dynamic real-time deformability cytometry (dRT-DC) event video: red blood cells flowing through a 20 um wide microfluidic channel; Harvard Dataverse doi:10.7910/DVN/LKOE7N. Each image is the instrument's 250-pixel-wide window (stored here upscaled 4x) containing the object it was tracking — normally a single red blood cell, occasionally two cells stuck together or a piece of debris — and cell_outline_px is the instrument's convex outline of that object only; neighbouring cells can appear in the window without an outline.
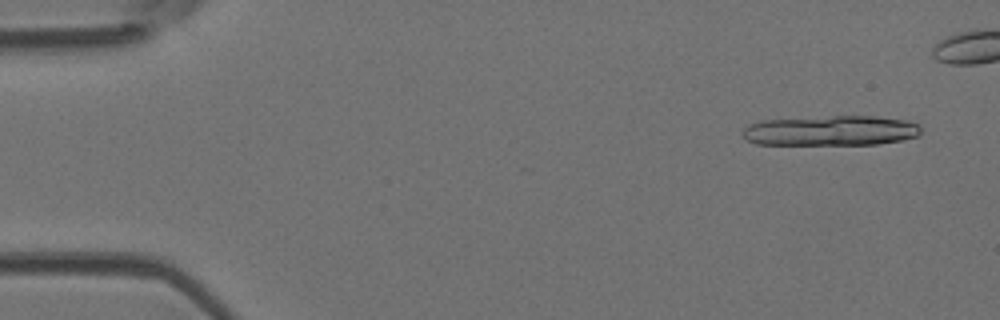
{"species": "Egyptian fruit bat (a non-hibernating species)", "species_latin": "Rousettus aegyptiacus", "temperature_condition": "room temperature", "stored_images_in_passage": 6, "camera_frame_rate_fps": 3000, "um_per_image_px": 0.085, "animal": {"sex": "female"}, "frame": {"image": 1, "passage_image": 1, "time_ms": 0.0, "image_size_px": [1000, 320], "cell_outline_px": [[920, 136], [904, 140], [876, 144], [756, 144], [748, 140], [744, 136], [744, 128], [748, 124], [760, 120], [832, 116], [876, 116], [904, 120], [920, 124]], "centroid_in_image_um": [70.66, 11.1], "position_along_channel_um": 14.3, "area_um2": 31.27}}